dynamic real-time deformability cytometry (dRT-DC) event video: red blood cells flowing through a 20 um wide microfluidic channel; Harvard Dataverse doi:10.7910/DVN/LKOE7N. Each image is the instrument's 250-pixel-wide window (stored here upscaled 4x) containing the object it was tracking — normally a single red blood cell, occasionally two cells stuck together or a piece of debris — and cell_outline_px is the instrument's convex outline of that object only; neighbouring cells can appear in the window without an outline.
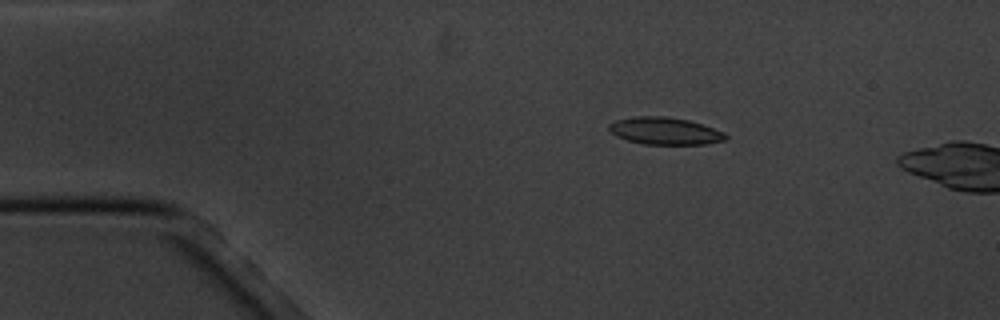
{"species": "common noctule bat (a hibernating species)", "species_latin": "Nyctalus noctula", "temperature_condition": "cold", "stored_images_in_passage": 7, "camera_frame_rate_fps": 3000, "um_per_image_px": 0.085, "animal": {"sex": "male", "body_mass_g": 20.1, "forearm_length_mm": 53.5}, "frame": {"image": 1, "passage_image": 3, "time_ms": 3.0, "image_size_px": [1000, 320], "cell_outline_px": [[728, 136], [724, 140], [704, 144], [644, 144], [628, 140], [616, 136], [608, 128], [608, 124], [616, 120], [636, 116], [664, 116], [688, 120], [724, 132]], "centroid_in_image_um": [56.49, 11.13], "position_along_channel_um": 28.5, "area_um2": 18.26}}
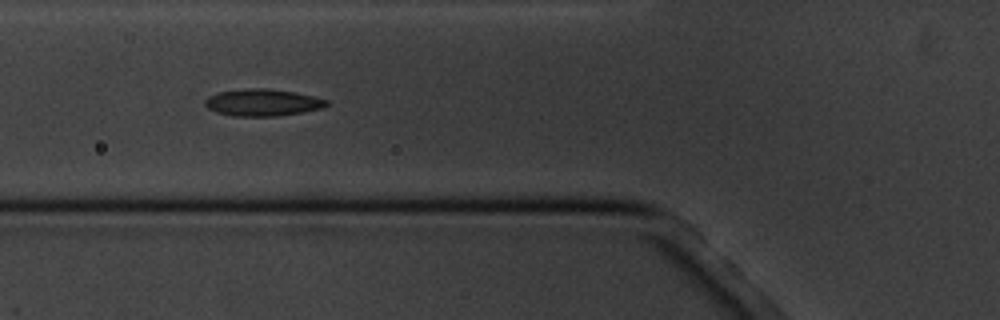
{"frame": {"image": 2, "passage_image": 6, "time_ms": 6.667, "image_size_px": [1000, 320], "cell_outline_px": [[328, 104], [324, 108], [276, 116], [232, 116], [216, 112], [208, 108], [204, 104], [204, 100], [208, 96], [220, 92], [252, 88], [264, 88], [296, 92], [328, 100]], "centroid_in_image_um": [22.31, 8.72], "position_along_channel_um": 103.5, "area_um2": 18.96}}
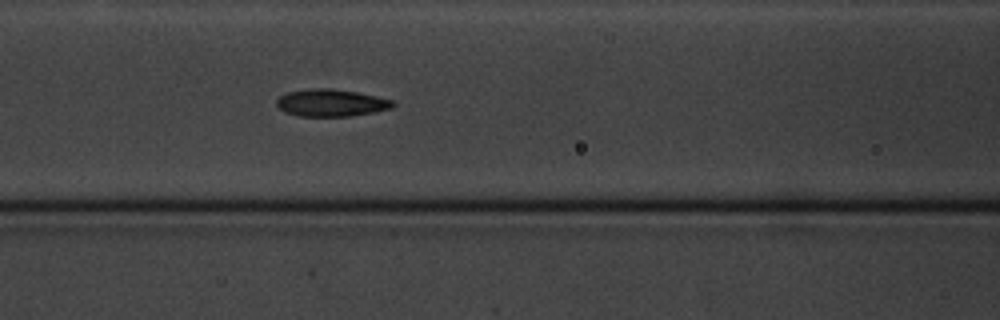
{"frame": {"image": 3, "passage_image": 7, "time_ms": 7.667, "image_size_px": [1000, 320], "cell_outline_px": [[396, 104], [392, 108], [372, 112], [348, 116], [296, 116], [284, 112], [276, 104], [276, 100], [280, 96], [288, 92], [308, 88], [332, 88], [356, 92], [376, 96], [392, 100]], "centroid_in_image_um": [28.11, 8.73], "position_along_channel_um": 138.5, "area_um2": 18.44}}